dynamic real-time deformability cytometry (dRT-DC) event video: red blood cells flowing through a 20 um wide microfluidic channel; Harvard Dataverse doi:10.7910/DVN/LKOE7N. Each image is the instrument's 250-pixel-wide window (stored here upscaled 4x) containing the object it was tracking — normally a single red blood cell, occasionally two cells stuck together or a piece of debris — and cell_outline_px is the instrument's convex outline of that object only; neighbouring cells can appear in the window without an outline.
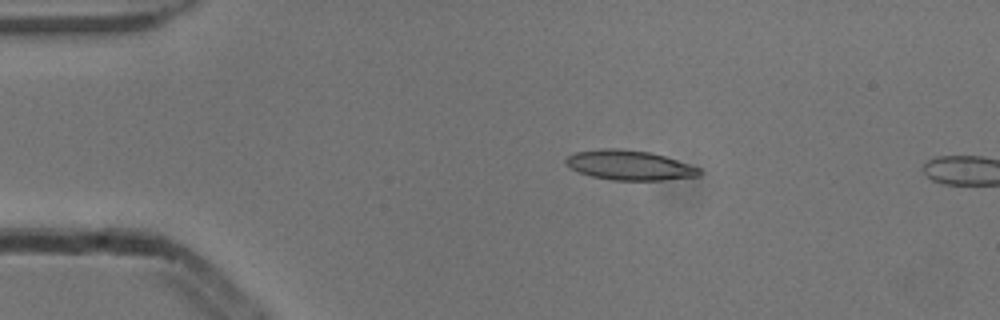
{"species": "common noctule bat (a hibernating species)", "species_latin": "Nyctalus noctula", "temperature_condition": "cold", "stored_images_in_passage": 3, "camera_frame_rate_fps": 3000, "um_per_image_px": 0.085, "animal": {"sex": "male", "body_mass_g": 13.3}, "frame": {"image": 1, "passage_image": 2, "time_ms": 0.333, "image_size_px": [1000, 320], "cell_outline_px": [[704, 172], [700, 176], [664, 180], [612, 180], [592, 176], [568, 168], [564, 160], [568, 156], [576, 152], [600, 148], [620, 148], [652, 152], [700, 168]], "centroid_in_image_um": [53.51, 14.04], "position_along_channel_um": 31.5, "area_um2": 23.29}}